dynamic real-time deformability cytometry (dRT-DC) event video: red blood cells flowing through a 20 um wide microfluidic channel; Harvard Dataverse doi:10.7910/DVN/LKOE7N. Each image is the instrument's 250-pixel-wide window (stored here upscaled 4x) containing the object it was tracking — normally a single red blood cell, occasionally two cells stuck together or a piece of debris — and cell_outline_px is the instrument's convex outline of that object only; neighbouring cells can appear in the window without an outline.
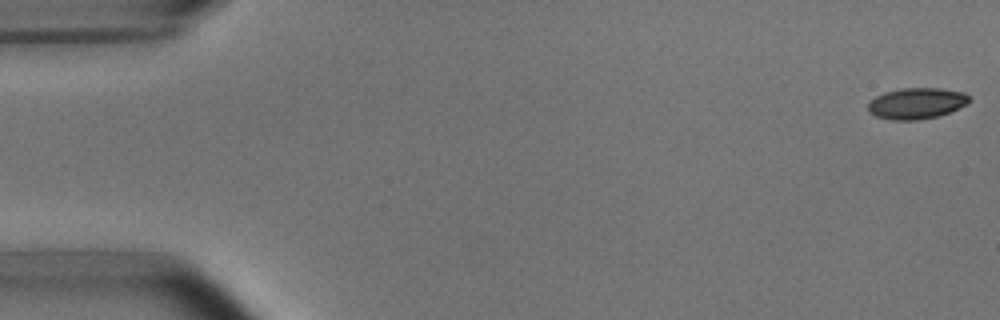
{"species": "common noctule bat (a hibernating species)", "species_latin": "Nyctalus noctula", "temperature_condition": "room temperature", "stored_images_in_passage": 5, "camera_frame_rate_fps": 3000, "um_per_image_px": 0.085, "animal": {"sex": "male", "body_mass_g": 15.6}, "frame": {"image": 1, "passage_image": 1, "time_ms": 0.0, "image_size_px": [1000, 320], "cell_outline_px": [[972, 100], [968, 104], [948, 112], [936, 116], [916, 120], [892, 120], [876, 116], [868, 112], [868, 104], [876, 96], [884, 92], [900, 88], [940, 88], [964, 92]], "centroid_in_image_um": [77.91, 8.77], "position_along_channel_um": 7.1, "area_um2": 18.32}}
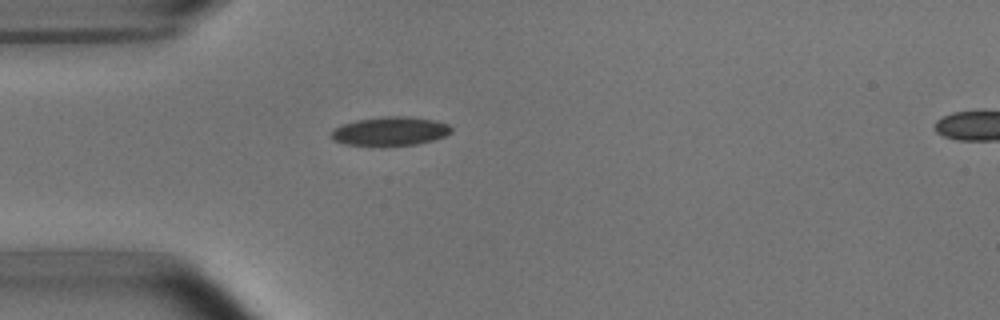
{"frame": {"image": 2, "passage_image": 5, "time_ms": 4.667, "image_size_px": [1000, 320], "cell_outline_px": [[452, 132], [444, 136], [432, 140], [416, 144], [384, 148], [380, 148], [344, 144], [332, 140], [332, 132], [336, 128], [344, 124], [356, 120], [380, 116], [408, 116], [436, 120], [448, 124], [452, 128]], "centroid_in_image_um": [33.16, 11.18], "position_along_channel_um": 51.8, "area_um2": 20.81}}